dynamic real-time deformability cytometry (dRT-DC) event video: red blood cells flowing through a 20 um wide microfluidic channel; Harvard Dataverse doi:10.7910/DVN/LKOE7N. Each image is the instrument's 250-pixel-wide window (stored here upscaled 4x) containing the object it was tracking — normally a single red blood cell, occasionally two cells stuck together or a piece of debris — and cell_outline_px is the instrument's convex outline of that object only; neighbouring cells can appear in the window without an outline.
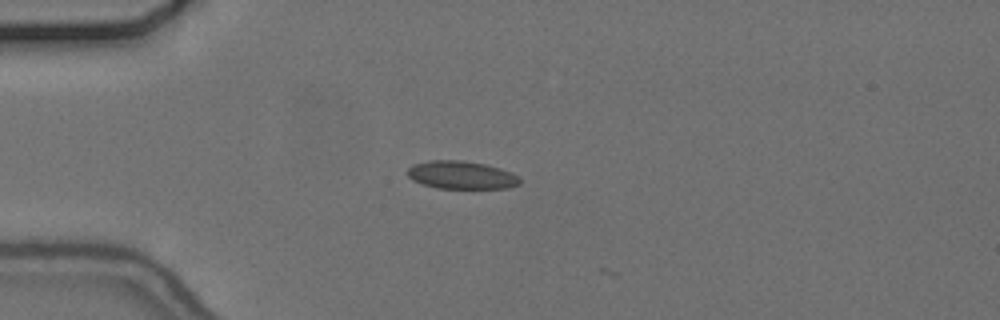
{"species": "common noctule bat (a hibernating species)", "species_latin": "Nyctalus noctula", "temperature_condition": "cold", "stored_images_in_passage": 4, "camera_frame_rate_fps": 3000, "um_per_image_px": 0.085, "animal": {"sex": "female", "body_mass_g": 24.6, "forearm_length_mm": 56.2}, "frame": {"image": 1, "passage_image": 2, "time_ms": 0.333, "image_size_px": [1000, 320], "cell_outline_px": [[520, 184], [508, 188], [436, 188], [412, 180], [408, 176], [408, 168], [412, 164], [428, 160], [460, 160], [484, 164], [500, 168], [512, 172], [520, 176]], "centroid_in_image_um": [39.23, 14.87], "position_along_channel_um": 45.8, "area_um2": 18.38}}